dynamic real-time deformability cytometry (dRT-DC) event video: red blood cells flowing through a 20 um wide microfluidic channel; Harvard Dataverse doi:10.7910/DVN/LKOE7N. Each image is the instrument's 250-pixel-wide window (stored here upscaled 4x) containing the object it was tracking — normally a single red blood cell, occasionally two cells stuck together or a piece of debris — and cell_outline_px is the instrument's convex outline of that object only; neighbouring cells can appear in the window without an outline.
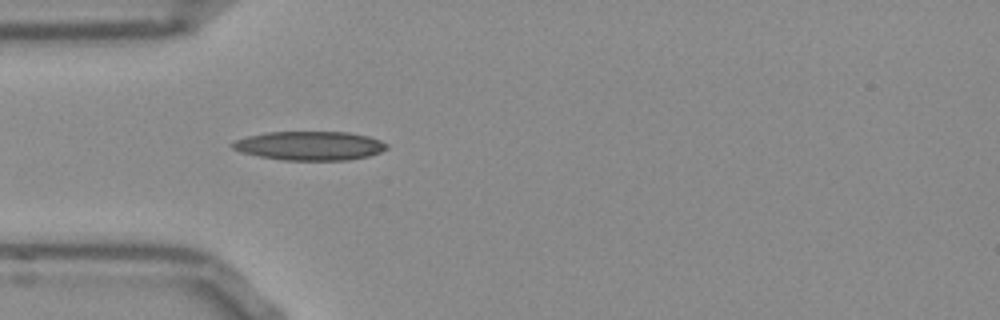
{"species": "Egyptian fruit bat (a non-hibernating species)", "species_latin": "Rousettus aegyptiacus", "temperature_condition": "room temperature", "stored_images_in_passage": 10, "camera_frame_rate_fps": 3000, "um_per_image_px": 0.085, "frame": {"image": 1, "passage_image": 1, "time_ms": 0.0, "image_size_px": [1000, 320], "cell_outline_px": [[388, 148], [380, 152], [368, 156], [348, 160], [284, 160], [260, 156], [240, 152], [232, 148], [232, 144], [236, 140], [248, 136], [268, 132], [348, 132], [368, 136], [380, 140], [388, 144]], "centroid_in_image_um": [26.35, 12.39], "position_along_channel_um": 58.6, "area_um2": 25.89}}
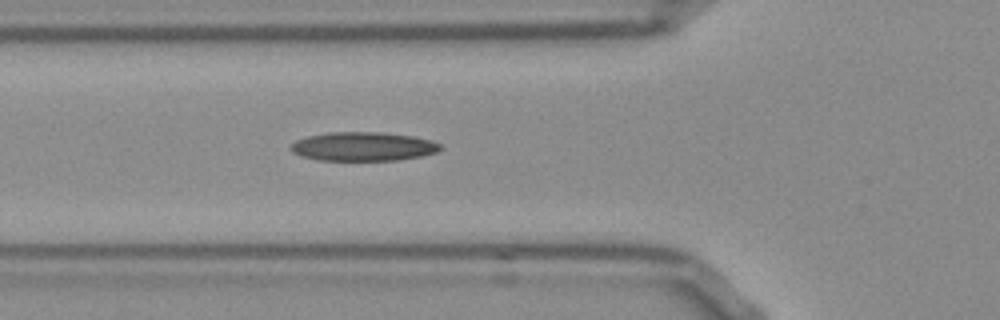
{"frame": {"image": 2, "passage_image": 4, "time_ms": 1.0, "image_size_px": [1000, 320], "cell_outline_px": [[444, 148], [436, 152], [420, 156], [396, 160], [316, 160], [300, 156], [292, 152], [288, 148], [296, 140], [308, 136], [328, 132], [380, 132], [412, 136], [432, 140], [440, 144]], "centroid_in_image_um": [30.84, 12.45], "position_along_channel_um": 95.0, "area_um2": 25.26}}
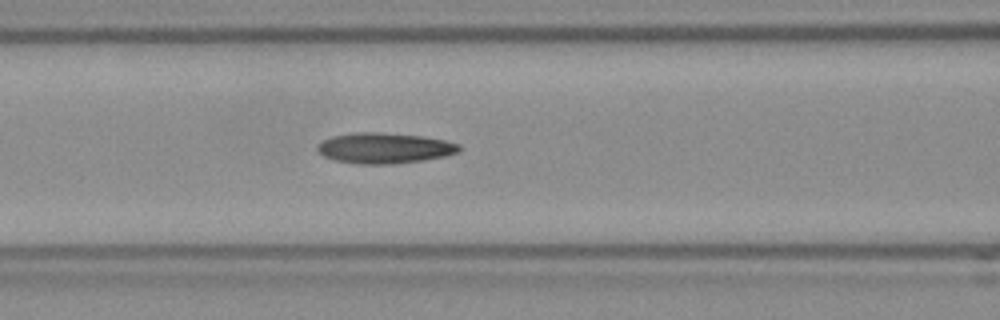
{"frame": {"image": 3, "passage_image": 7, "time_ms": 2.0, "image_size_px": [1000, 320], "cell_outline_px": [[460, 152], [444, 156], [424, 160], [392, 164], [356, 164], [332, 160], [324, 156], [316, 148], [324, 140], [332, 136], [352, 132], [376, 132], [424, 136], [444, 140], [460, 144]], "centroid_in_image_um": [32.68, 12.59], "position_along_channel_um": 133.9, "area_um2": 25.37}}